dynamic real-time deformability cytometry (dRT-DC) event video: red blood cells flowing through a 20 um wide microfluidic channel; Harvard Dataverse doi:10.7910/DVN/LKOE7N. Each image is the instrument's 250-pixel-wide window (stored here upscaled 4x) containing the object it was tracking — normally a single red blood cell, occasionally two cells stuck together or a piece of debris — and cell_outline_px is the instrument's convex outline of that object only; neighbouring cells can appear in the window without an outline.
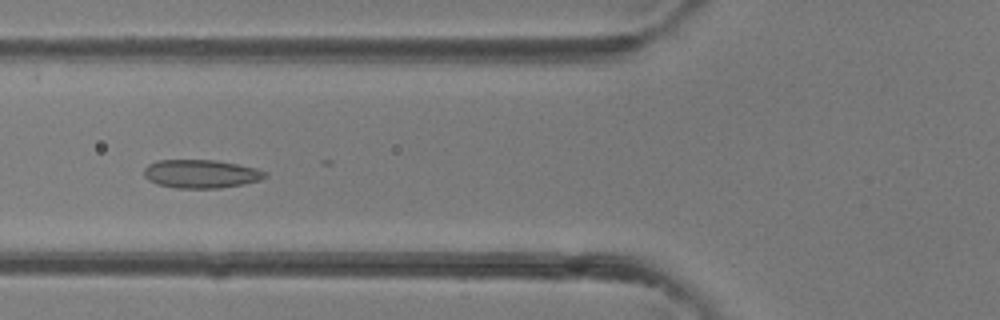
{"species": "common noctule bat (a hibernating species)", "species_latin": "Nyctalus noctula", "temperature_condition": "room temperature", "stored_images_in_passage": 39, "camera_frame_rate_fps": 3000, "um_per_image_px": 0.085, "animal": {"sex": "female"}, "frame": {"image": 1, "passage_image": 14, "time_ms": 4.333, "image_size_px": [1000, 320], "cell_outline_px": [[268, 176], [260, 180], [244, 184], [220, 188], [176, 188], [156, 184], [148, 180], [144, 176], [144, 168], [148, 164], [156, 160], [216, 160], [256, 168], [268, 172]], "centroid_in_image_um": [17.08, 14.78], "position_along_channel_um": 108.7, "area_um2": 20.23}}
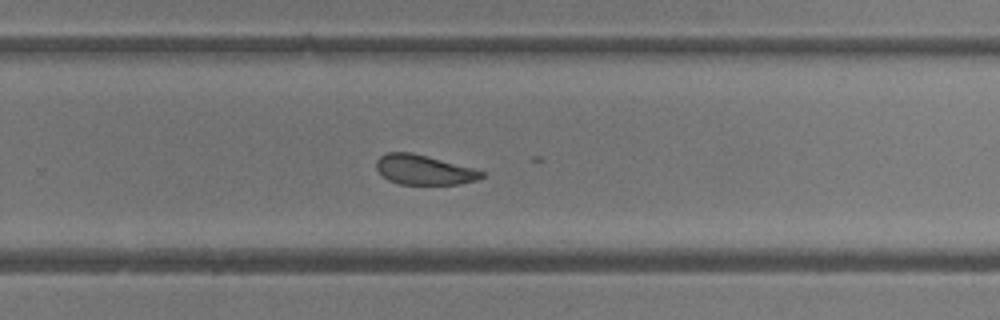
{"frame": {"image": 2, "passage_image": 25, "time_ms": 8.0, "image_size_px": [1000, 320], "cell_outline_px": [[484, 176], [476, 180], [460, 184], [400, 184], [388, 180], [376, 168], [376, 160], [380, 156], [388, 152], [412, 152], [472, 168], [484, 172]], "centroid_in_image_um": [36.01, 14.43], "position_along_channel_um": 293.8, "area_um2": 18.03}}
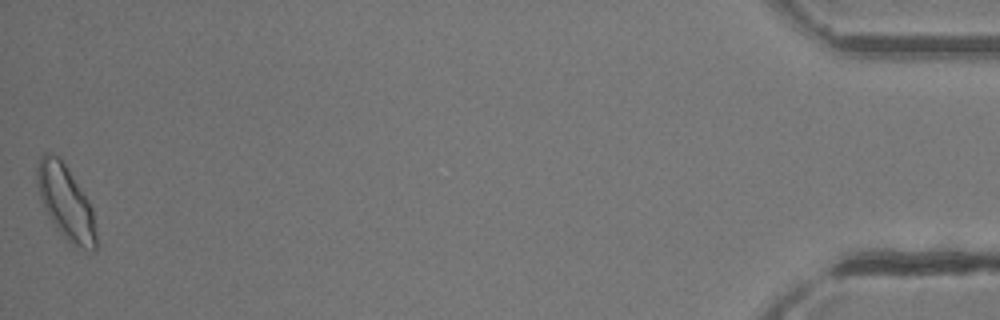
{"frame": {"image": 3, "passage_image": 39, "time_ms": 12.667, "image_size_px": [1000, 320], "cell_outline_px": [[96, 248], [92, 252], [72, 244], [56, 228], [40, 200], [36, 180], [36, 168], [40, 156], [44, 152], [52, 152], [64, 164], [88, 200], [92, 208], [96, 232]], "centroid_in_image_um": [5.57, 17.19], "position_along_channel_um": 429.6, "area_um2": 25.14}}